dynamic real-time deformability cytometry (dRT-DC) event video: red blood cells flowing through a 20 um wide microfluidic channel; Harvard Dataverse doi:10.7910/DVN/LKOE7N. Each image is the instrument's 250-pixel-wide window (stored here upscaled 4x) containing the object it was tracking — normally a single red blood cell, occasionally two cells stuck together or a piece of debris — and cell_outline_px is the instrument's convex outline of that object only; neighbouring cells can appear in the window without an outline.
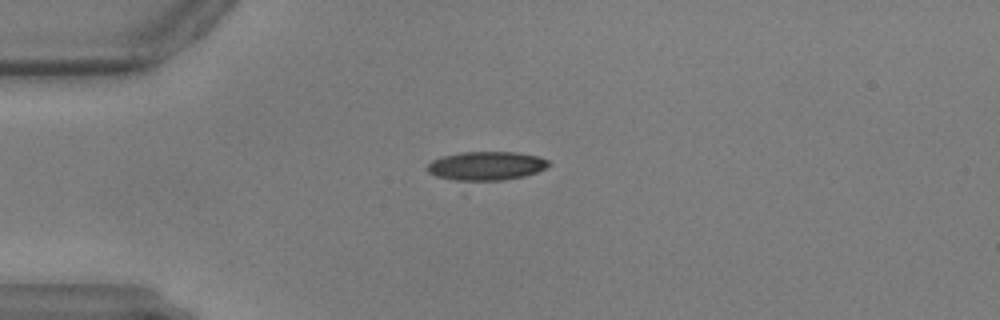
{"species": "common noctule bat (a hibernating species)", "species_latin": "Nyctalus noctula", "temperature_condition": "warm", "stored_images_in_passage": 52, "camera_frame_rate_fps": 3000, "um_per_image_px": 0.085, "animal": {"sex": "male", "body_mass_g": 17.9, "forearm_length_mm": 54.2}, "frame": {"image": 1, "passage_image": 8, "time_ms": 2.333, "image_size_px": [1000, 320], "cell_outline_px": [[552, 164], [548, 168], [524, 176], [500, 180], [456, 180], [436, 176], [428, 172], [424, 168], [432, 160], [440, 156], [460, 152], [516, 152], [540, 156], [548, 160]], "centroid_in_image_um": [41.34, 14.08], "position_along_channel_um": 43.7, "area_um2": 20.52}}
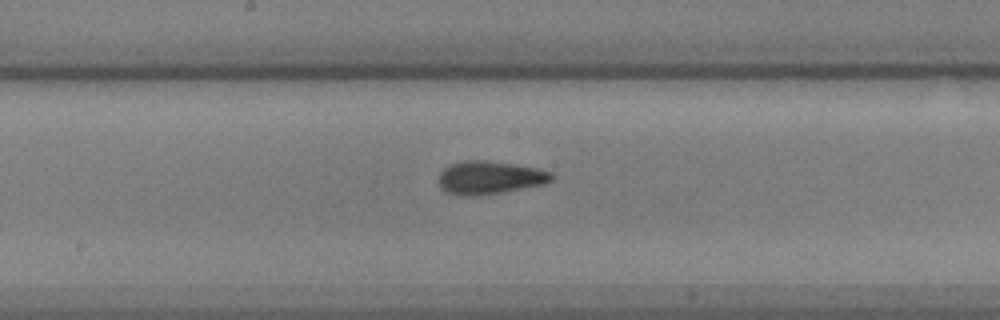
{"frame": {"image": 2, "passage_image": 24, "time_ms": 7.667, "image_size_px": [1000, 320], "cell_outline_px": [[552, 180], [544, 184], [480, 196], [464, 196], [444, 192], [440, 188], [440, 172], [448, 164], [464, 160], [484, 160], [512, 164], [536, 168], [552, 172]], "centroid_in_image_um": [41.58, 15.1], "position_along_channel_um": 206.6, "area_um2": 21.79}}
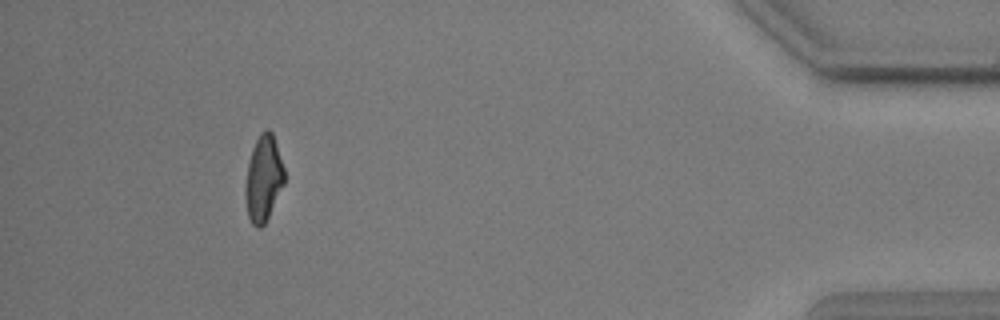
{"frame": {"image": 3, "passage_image": 47, "time_ms": 15.333, "image_size_px": [1000, 320], "cell_outline_px": [[284, 184], [264, 224], [260, 228], [256, 228], [252, 224], [248, 216], [244, 196], [244, 184], [248, 160], [252, 148], [260, 132], [268, 128], [272, 132], [284, 168]], "centroid_in_image_um": [22.36, 15.16], "position_along_channel_um": 412.8, "area_um2": 19.65}}